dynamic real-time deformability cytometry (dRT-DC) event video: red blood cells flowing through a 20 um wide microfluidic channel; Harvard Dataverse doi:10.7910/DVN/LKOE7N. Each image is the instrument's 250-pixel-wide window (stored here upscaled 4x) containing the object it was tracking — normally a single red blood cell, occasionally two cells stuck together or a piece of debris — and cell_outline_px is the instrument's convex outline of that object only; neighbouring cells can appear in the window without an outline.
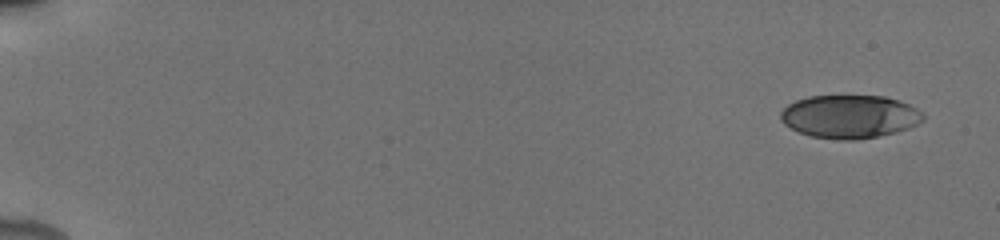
{"species": "human", "species_latin": "Homo sapiens", "temperature_condition": "cold", "stored_images_in_passage": 14, "camera_frame_rate_fps": 3000, "um_per_image_px": 0.085, "donor": {"sex": "male"}, "frame": {"image": 1, "passage_image": 1, "time_ms": 0.0, "image_size_px": [1000, 240], "cell_outline_px": [[924, 120], [908, 128], [896, 132], [856, 140], [840, 140], [812, 136], [800, 132], [784, 124], [780, 120], [780, 112], [788, 104], [796, 100], [808, 96], [884, 96], [900, 100], [924, 112]], "centroid_in_image_um": [72.23, 9.9], "position_along_channel_um": 12.8, "area_um2": 35.89}}
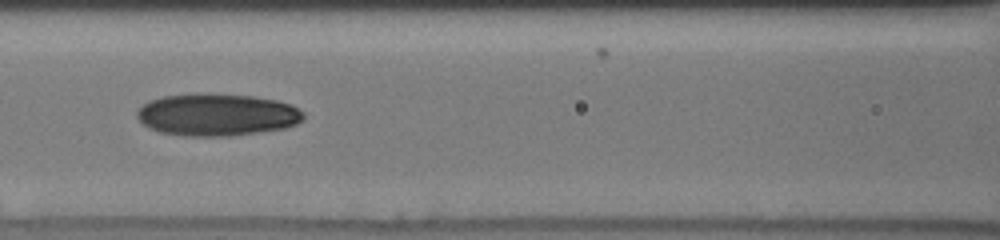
{"frame": {"image": 2, "passage_image": 10, "time_ms": 8.0, "image_size_px": [1000, 240], "cell_outline_px": [[304, 120], [296, 124], [284, 128], [260, 132], [228, 136], [184, 136], [160, 132], [148, 128], [136, 116], [136, 112], [144, 104], [152, 100], [164, 96], [192, 92], [204, 92], [252, 96], [276, 100], [292, 104], [304, 112]], "centroid_in_image_um": [18.45, 9.74], "position_along_channel_um": 148.1, "area_um2": 41.44}}
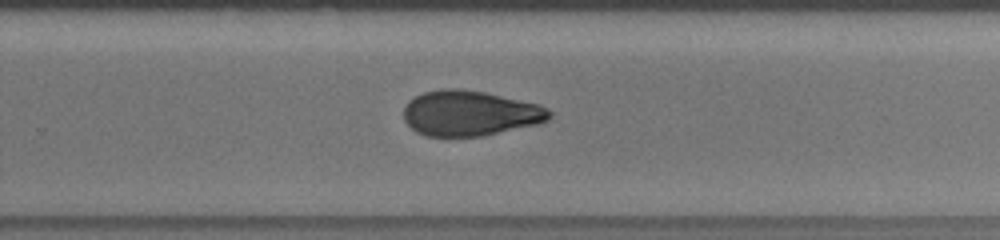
{"frame": {"image": 3, "passage_image": 14, "time_ms": 11.667, "image_size_px": [1000, 240], "cell_outline_px": [[552, 116], [548, 120], [536, 124], [480, 136], [428, 136], [416, 132], [404, 120], [404, 108], [408, 100], [424, 92], [444, 88], [452, 88], [484, 92], [540, 104], [552, 112]], "centroid_in_image_um": [39.94, 9.62], "position_along_channel_um": 289.9, "area_um2": 38.21}}